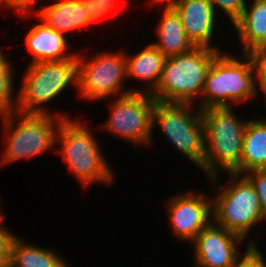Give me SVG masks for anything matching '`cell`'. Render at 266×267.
<instances>
[{
  "instance_id": "cell-1",
  "label": "cell",
  "mask_w": 266,
  "mask_h": 267,
  "mask_svg": "<svg viewBox=\"0 0 266 267\" xmlns=\"http://www.w3.org/2000/svg\"><path fill=\"white\" fill-rule=\"evenodd\" d=\"M231 108L201 110L205 137L202 171L208 179L222 172L240 175L243 137L248 120L240 119Z\"/></svg>"
},
{
  "instance_id": "cell-2",
  "label": "cell",
  "mask_w": 266,
  "mask_h": 267,
  "mask_svg": "<svg viewBox=\"0 0 266 267\" xmlns=\"http://www.w3.org/2000/svg\"><path fill=\"white\" fill-rule=\"evenodd\" d=\"M91 129L78 119H63L60 123L56 143L67 169L75 175L81 186L93 183L113 184L114 171L101 152Z\"/></svg>"
},
{
  "instance_id": "cell-3",
  "label": "cell",
  "mask_w": 266,
  "mask_h": 267,
  "mask_svg": "<svg viewBox=\"0 0 266 267\" xmlns=\"http://www.w3.org/2000/svg\"><path fill=\"white\" fill-rule=\"evenodd\" d=\"M241 59L219 52L207 73L199 99L201 110L212 107H235L257 97L255 71L248 54ZM232 104V106H231Z\"/></svg>"
},
{
  "instance_id": "cell-4",
  "label": "cell",
  "mask_w": 266,
  "mask_h": 267,
  "mask_svg": "<svg viewBox=\"0 0 266 267\" xmlns=\"http://www.w3.org/2000/svg\"><path fill=\"white\" fill-rule=\"evenodd\" d=\"M219 177L209 179L215 195L212 198V221L245 241L249 231L251 234L254 226L265 221L259 196L244 175L227 174V186L220 184Z\"/></svg>"
},
{
  "instance_id": "cell-5",
  "label": "cell",
  "mask_w": 266,
  "mask_h": 267,
  "mask_svg": "<svg viewBox=\"0 0 266 267\" xmlns=\"http://www.w3.org/2000/svg\"><path fill=\"white\" fill-rule=\"evenodd\" d=\"M60 114H26L14 111L0 115L6 141L0 164L4 166L24 158L40 156L55 148L60 123L63 119L71 118Z\"/></svg>"
},
{
  "instance_id": "cell-6",
  "label": "cell",
  "mask_w": 266,
  "mask_h": 267,
  "mask_svg": "<svg viewBox=\"0 0 266 267\" xmlns=\"http://www.w3.org/2000/svg\"><path fill=\"white\" fill-rule=\"evenodd\" d=\"M221 50L194 47L192 50L167 57L156 90V101L194 104L201 98L212 61Z\"/></svg>"
},
{
  "instance_id": "cell-7",
  "label": "cell",
  "mask_w": 266,
  "mask_h": 267,
  "mask_svg": "<svg viewBox=\"0 0 266 267\" xmlns=\"http://www.w3.org/2000/svg\"><path fill=\"white\" fill-rule=\"evenodd\" d=\"M18 90L16 111L26 114H52L45 107L69 85L78 88L77 54L61 61L29 63ZM45 104V105H43ZM48 109V110H47Z\"/></svg>"
},
{
  "instance_id": "cell-8",
  "label": "cell",
  "mask_w": 266,
  "mask_h": 267,
  "mask_svg": "<svg viewBox=\"0 0 266 267\" xmlns=\"http://www.w3.org/2000/svg\"><path fill=\"white\" fill-rule=\"evenodd\" d=\"M194 104L156 101L153 129H158L175 149L202 171L205 156L204 123L201 109Z\"/></svg>"
},
{
  "instance_id": "cell-9",
  "label": "cell",
  "mask_w": 266,
  "mask_h": 267,
  "mask_svg": "<svg viewBox=\"0 0 266 267\" xmlns=\"http://www.w3.org/2000/svg\"><path fill=\"white\" fill-rule=\"evenodd\" d=\"M94 54L90 60L78 50V88L79 96L85 101H96L117 97L140 89H124L126 77V56L122 51Z\"/></svg>"
},
{
  "instance_id": "cell-10",
  "label": "cell",
  "mask_w": 266,
  "mask_h": 267,
  "mask_svg": "<svg viewBox=\"0 0 266 267\" xmlns=\"http://www.w3.org/2000/svg\"><path fill=\"white\" fill-rule=\"evenodd\" d=\"M155 102L151 94L143 92L117 96L110 104V116L101 128L130 141L132 145H149L154 138L152 123Z\"/></svg>"
},
{
  "instance_id": "cell-11",
  "label": "cell",
  "mask_w": 266,
  "mask_h": 267,
  "mask_svg": "<svg viewBox=\"0 0 266 267\" xmlns=\"http://www.w3.org/2000/svg\"><path fill=\"white\" fill-rule=\"evenodd\" d=\"M177 194L165 201L171 231L178 241L191 243L212 221V198L200 191Z\"/></svg>"
},
{
  "instance_id": "cell-12",
  "label": "cell",
  "mask_w": 266,
  "mask_h": 267,
  "mask_svg": "<svg viewBox=\"0 0 266 267\" xmlns=\"http://www.w3.org/2000/svg\"><path fill=\"white\" fill-rule=\"evenodd\" d=\"M244 240L211 221L203 228L193 244L194 267H230L242 254ZM240 249V250H239Z\"/></svg>"
},
{
  "instance_id": "cell-13",
  "label": "cell",
  "mask_w": 266,
  "mask_h": 267,
  "mask_svg": "<svg viewBox=\"0 0 266 267\" xmlns=\"http://www.w3.org/2000/svg\"><path fill=\"white\" fill-rule=\"evenodd\" d=\"M171 6L179 14L186 35L195 47L220 50L219 45L211 44L218 21L209 0H176Z\"/></svg>"
},
{
  "instance_id": "cell-14",
  "label": "cell",
  "mask_w": 266,
  "mask_h": 267,
  "mask_svg": "<svg viewBox=\"0 0 266 267\" xmlns=\"http://www.w3.org/2000/svg\"><path fill=\"white\" fill-rule=\"evenodd\" d=\"M19 13L23 18L34 15L33 17L39 18L45 25L64 35L92 24L84 8V0H59L38 10L32 8Z\"/></svg>"
},
{
  "instance_id": "cell-15",
  "label": "cell",
  "mask_w": 266,
  "mask_h": 267,
  "mask_svg": "<svg viewBox=\"0 0 266 267\" xmlns=\"http://www.w3.org/2000/svg\"><path fill=\"white\" fill-rule=\"evenodd\" d=\"M40 22L24 36V44L32 56L30 63L67 60L77 54L69 52L71 48L66 35Z\"/></svg>"
},
{
  "instance_id": "cell-16",
  "label": "cell",
  "mask_w": 266,
  "mask_h": 267,
  "mask_svg": "<svg viewBox=\"0 0 266 267\" xmlns=\"http://www.w3.org/2000/svg\"><path fill=\"white\" fill-rule=\"evenodd\" d=\"M126 56V77L140 80L146 85L143 93L152 94L159 83L166 56L152 43L134 56Z\"/></svg>"
},
{
  "instance_id": "cell-17",
  "label": "cell",
  "mask_w": 266,
  "mask_h": 267,
  "mask_svg": "<svg viewBox=\"0 0 266 267\" xmlns=\"http://www.w3.org/2000/svg\"><path fill=\"white\" fill-rule=\"evenodd\" d=\"M162 6L161 18L155 28L159 40L152 44L166 57L192 50L195 46L188 39L179 14L171 5Z\"/></svg>"
},
{
  "instance_id": "cell-18",
  "label": "cell",
  "mask_w": 266,
  "mask_h": 267,
  "mask_svg": "<svg viewBox=\"0 0 266 267\" xmlns=\"http://www.w3.org/2000/svg\"><path fill=\"white\" fill-rule=\"evenodd\" d=\"M251 2H246L242 16L233 24L241 43L242 54L266 46V0Z\"/></svg>"
},
{
  "instance_id": "cell-19",
  "label": "cell",
  "mask_w": 266,
  "mask_h": 267,
  "mask_svg": "<svg viewBox=\"0 0 266 267\" xmlns=\"http://www.w3.org/2000/svg\"><path fill=\"white\" fill-rule=\"evenodd\" d=\"M265 119H249L247 122L243 137L240 175L253 170L266 169Z\"/></svg>"
},
{
  "instance_id": "cell-20",
  "label": "cell",
  "mask_w": 266,
  "mask_h": 267,
  "mask_svg": "<svg viewBox=\"0 0 266 267\" xmlns=\"http://www.w3.org/2000/svg\"><path fill=\"white\" fill-rule=\"evenodd\" d=\"M9 267H70L57 252L40 246L27 244L16 236L10 248Z\"/></svg>"
},
{
  "instance_id": "cell-21",
  "label": "cell",
  "mask_w": 266,
  "mask_h": 267,
  "mask_svg": "<svg viewBox=\"0 0 266 267\" xmlns=\"http://www.w3.org/2000/svg\"><path fill=\"white\" fill-rule=\"evenodd\" d=\"M13 68L10 58L0 48V115L14 112L18 106V91L13 83L16 72ZM14 93H17L16 96Z\"/></svg>"
},
{
  "instance_id": "cell-22",
  "label": "cell",
  "mask_w": 266,
  "mask_h": 267,
  "mask_svg": "<svg viewBox=\"0 0 266 267\" xmlns=\"http://www.w3.org/2000/svg\"><path fill=\"white\" fill-rule=\"evenodd\" d=\"M243 254L230 267H266L262 251H260L257 241L249 240Z\"/></svg>"
},
{
  "instance_id": "cell-23",
  "label": "cell",
  "mask_w": 266,
  "mask_h": 267,
  "mask_svg": "<svg viewBox=\"0 0 266 267\" xmlns=\"http://www.w3.org/2000/svg\"><path fill=\"white\" fill-rule=\"evenodd\" d=\"M213 5L215 13L220 9L233 25L243 14L246 6V0H209Z\"/></svg>"
},
{
  "instance_id": "cell-24",
  "label": "cell",
  "mask_w": 266,
  "mask_h": 267,
  "mask_svg": "<svg viewBox=\"0 0 266 267\" xmlns=\"http://www.w3.org/2000/svg\"><path fill=\"white\" fill-rule=\"evenodd\" d=\"M244 176L250 181L259 196L260 207L266 221V169L253 170L245 173Z\"/></svg>"
},
{
  "instance_id": "cell-25",
  "label": "cell",
  "mask_w": 266,
  "mask_h": 267,
  "mask_svg": "<svg viewBox=\"0 0 266 267\" xmlns=\"http://www.w3.org/2000/svg\"><path fill=\"white\" fill-rule=\"evenodd\" d=\"M5 227L3 223L0 225V267H9L10 248L16 237V235Z\"/></svg>"
},
{
  "instance_id": "cell-26",
  "label": "cell",
  "mask_w": 266,
  "mask_h": 267,
  "mask_svg": "<svg viewBox=\"0 0 266 267\" xmlns=\"http://www.w3.org/2000/svg\"><path fill=\"white\" fill-rule=\"evenodd\" d=\"M116 6L118 5H101L95 3V0H84V8L86 9V12L92 24L102 19L103 17H106L112 12H118Z\"/></svg>"
},
{
  "instance_id": "cell-27",
  "label": "cell",
  "mask_w": 266,
  "mask_h": 267,
  "mask_svg": "<svg viewBox=\"0 0 266 267\" xmlns=\"http://www.w3.org/2000/svg\"><path fill=\"white\" fill-rule=\"evenodd\" d=\"M252 61L255 79H266V46H260L247 53Z\"/></svg>"
},
{
  "instance_id": "cell-28",
  "label": "cell",
  "mask_w": 266,
  "mask_h": 267,
  "mask_svg": "<svg viewBox=\"0 0 266 267\" xmlns=\"http://www.w3.org/2000/svg\"><path fill=\"white\" fill-rule=\"evenodd\" d=\"M20 10H31L33 0H11Z\"/></svg>"
},
{
  "instance_id": "cell-29",
  "label": "cell",
  "mask_w": 266,
  "mask_h": 267,
  "mask_svg": "<svg viewBox=\"0 0 266 267\" xmlns=\"http://www.w3.org/2000/svg\"><path fill=\"white\" fill-rule=\"evenodd\" d=\"M3 6L4 9H10V11L20 12L21 10L11 1V0H0V7ZM6 7V8H5Z\"/></svg>"
},
{
  "instance_id": "cell-30",
  "label": "cell",
  "mask_w": 266,
  "mask_h": 267,
  "mask_svg": "<svg viewBox=\"0 0 266 267\" xmlns=\"http://www.w3.org/2000/svg\"><path fill=\"white\" fill-rule=\"evenodd\" d=\"M257 86V93H259V90L262 91L264 97H265V103H266V79H255Z\"/></svg>"
},
{
  "instance_id": "cell-31",
  "label": "cell",
  "mask_w": 266,
  "mask_h": 267,
  "mask_svg": "<svg viewBox=\"0 0 266 267\" xmlns=\"http://www.w3.org/2000/svg\"><path fill=\"white\" fill-rule=\"evenodd\" d=\"M150 1H152V4L154 5H157V6H159V4L160 5H162V4H164V5H171L173 2H175L176 0H150Z\"/></svg>"
},
{
  "instance_id": "cell-32",
  "label": "cell",
  "mask_w": 266,
  "mask_h": 267,
  "mask_svg": "<svg viewBox=\"0 0 266 267\" xmlns=\"http://www.w3.org/2000/svg\"><path fill=\"white\" fill-rule=\"evenodd\" d=\"M95 3L101 4V5H118L117 0H95Z\"/></svg>"
},
{
  "instance_id": "cell-33",
  "label": "cell",
  "mask_w": 266,
  "mask_h": 267,
  "mask_svg": "<svg viewBox=\"0 0 266 267\" xmlns=\"http://www.w3.org/2000/svg\"><path fill=\"white\" fill-rule=\"evenodd\" d=\"M1 205V203H0ZM4 215L1 213V206H0V225L3 223V220H4Z\"/></svg>"
},
{
  "instance_id": "cell-34",
  "label": "cell",
  "mask_w": 266,
  "mask_h": 267,
  "mask_svg": "<svg viewBox=\"0 0 266 267\" xmlns=\"http://www.w3.org/2000/svg\"><path fill=\"white\" fill-rule=\"evenodd\" d=\"M39 1H40V0H33V6H34L33 8H35V6H36L35 4H36V3L38 4Z\"/></svg>"
}]
</instances>
